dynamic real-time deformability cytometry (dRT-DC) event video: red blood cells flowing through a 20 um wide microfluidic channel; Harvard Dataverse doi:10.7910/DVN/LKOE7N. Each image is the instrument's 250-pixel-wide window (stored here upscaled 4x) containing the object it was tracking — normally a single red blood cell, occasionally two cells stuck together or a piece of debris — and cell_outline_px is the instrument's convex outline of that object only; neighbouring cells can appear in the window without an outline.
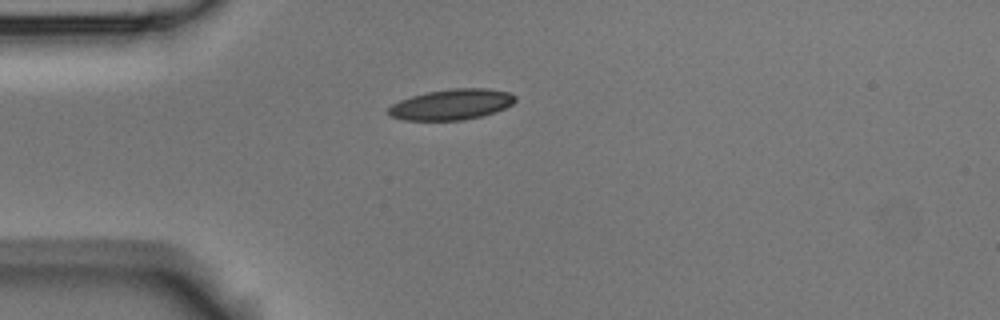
{"species": "Egyptian fruit bat (a non-hibernating species)", "species_latin": "Rousettus aegyptiacus", "temperature_condition": "room temperature", "stored_images_in_passage": 1, "camera_frame_rate_fps": 3000, "um_per_image_px": 0.085, "animal": {"sex": "male"}, "frame": {"image": 1, "passage_image": 1, "time_ms": 0.0, "image_size_px": [1000, 320], "cell_outline_px": [[516, 100], [512, 104], [496, 112], [484, 116], [464, 120], [404, 120], [388, 116], [388, 108], [392, 104], [400, 100], [412, 96], [428, 92], [452, 88], [484, 88], [508, 92], [516, 96]], "centroid_in_image_um": [38.38, 8.89], "position_along_channel_um": 46.6, "area_um2": 22.72}}